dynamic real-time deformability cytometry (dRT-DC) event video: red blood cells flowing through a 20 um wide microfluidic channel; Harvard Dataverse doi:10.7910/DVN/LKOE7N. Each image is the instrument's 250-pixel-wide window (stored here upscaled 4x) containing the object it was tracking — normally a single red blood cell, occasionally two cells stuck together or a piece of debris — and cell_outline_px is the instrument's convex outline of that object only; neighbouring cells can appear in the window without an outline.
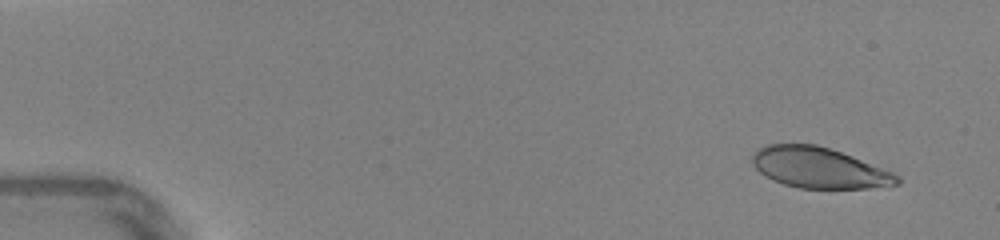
{"species": "human", "species_latin": "Homo sapiens", "temperature_condition": "warm", "stored_images_in_passage": 45, "camera_frame_rate_fps": 3000, "um_per_image_px": 0.085, "donor": {"sex": "female"}, "frame": {"image": 1, "passage_image": 2, "time_ms": 0.333, "image_size_px": [1000, 240], "cell_outline_px": [[900, 184], [868, 188], [800, 188], [784, 184], [772, 180], [760, 172], [752, 164], [752, 156], [760, 148], [768, 144], [816, 144], [852, 156], [892, 172], [900, 176]], "centroid_in_image_um": [69.62, 14.27], "position_along_channel_um": 15.4, "area_um2": 33.99}}
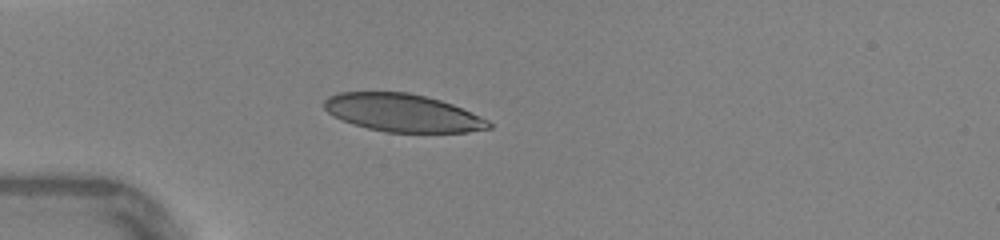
{"frame": {"image": 2, "passage_image": 12, "time_ms": 3.667, "image_size_px": [1000, 240], "cell_outline_px": [[492, 128], [468, 132], [384, 132], [352, 124], [332, 116], [324, 108], [324, 100], [328, 96], [340, 92], [408, 92], [440, 100], [452, 104], [488, 120], [492, 124]], "centroid_in_image_um": [34.19, 9.59], "position_along_channel_um": 50.8, "area_um2": 36.18}}
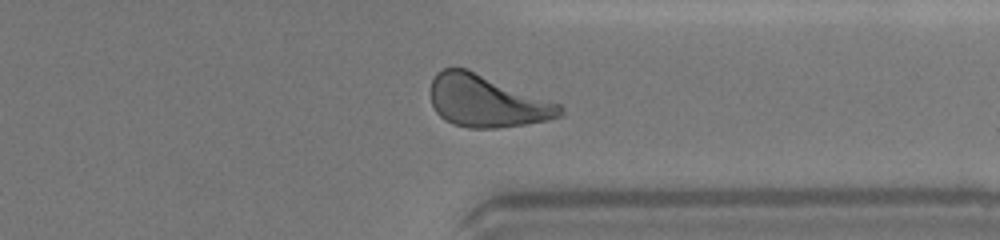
{"frame": {"image": 3, "passage_image": 35, "time_ms": 11.333, "image_size_px": [1000, 240], "cell_outline_px": [[564, 116], [548, 120], [524, 124], [496, 128], [468, 128], [452, 124], [444, 120], [436, 112], [432, 104], [432, 80], [436, 72], [444, 68], [468, 68], [560, 104], [564, 108]], "centroid_in_image_um": [41.39, 8.6], "position_along_channel_um": 370.0, "area_um2": 39.36}, "authors_computed_cell_mechanics": {"area_um2": 37.8012, "velocity_mm_per_s": 4.3762, "shape_relaxation_time_tau1_ms": 2.8234, "shape_relaxation_time_tau2_ms": null, "deformation_change_tau1": 0.1451, "deformation_change_tau2": null}}